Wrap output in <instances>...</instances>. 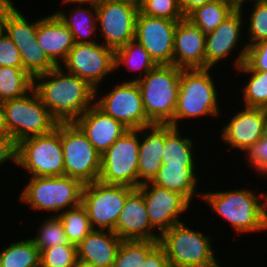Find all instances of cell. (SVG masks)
Instances as JSON below:
<instances>
[{"label": "cell", "instance_id": "cell-1", "mask_svg": "<svg viewBox=\"0 0 267 267\" xmlns=\"http://www.w3.org/2000/svg\"><path fill=\"white\" fill-rule=\"evenodd\" d=\"M33 89L59 123H71L95 104V88L56 66L33 78Z\"/></svg>", "mask_w": 267, "mask_h": 267}, {"label": "cell", "instance_id": "cell-2", "mask_svg": "<svg viewBox=\"0 0 267 267\" xmlns=\"http://www.w3.org/2000/svg\"><path fill=\"white\" fill-rule=\"evenodd\" d=\"M256 192L247 187L203 191L201 200L210 206L215 215L228 222L239 236L267 230V193L263 190L258 195Z\"/></svg>", "mask_w": 267, "mask_h": 267}, {"label": "cell", "instance_id": "cell-3", "mask_svg": "<svg viewBox=\"0 0 267 267\" xmlns=\"http://www.w3.org/2000/svg\"><path fill=\"white\" fill-rule=\"evenodd\" d=\"M211 70L212 68L181 70L177 105L173 120L169 123L171 126L179 128L186 119L194 121L195 118L205 116H221L222 102L218 99L221 94Z\"/></svg>", "mask_w": 267, "mask_h": 267}, {"label": "cell", "instance_id": "cell-4", "mask_svg": "<svg viewBox=\"0 0 267 267\" xmlns=\"http://www.w3.org/2000/svg\"><path fill=\"white\" fill-rule=\"evenodd\" d=\"M19 195L22 204L31 211L58 216L81 204L83 184L69 176L28 177ZM49 212V213H48Z\"/></svg>", "mask_w": 267, "mask_h": 267}, {"label": "cell", "instance_id": "cell-5", "mask_svg": "<svg viewBox=\"0 0 267 267\" xmlns=\"http://www.w3.org/2000/svg\"><path fill=\"white\" fill-rule=\"evenodd\" d=\"M181 70L173 64L157 65L136 81L142 94L146 117L152 124H169L173 120Z\"/></svg>", "mask_w": 267, "mask_h": 267}, {"label": "cell", "instance_id": "cell-6", "mask_svg": "<svg viewBox=\"0 0 267 267\" xmlns=\"http://www.w3.org/2000/svg\"><path fill=\"white\" fill-rule=\"evenodd\" d=\"M187 225L183 219L159 237V245L164 249L169 264L175 267H209L217 263L219 259L213 249L212 236Z\"/></svg>", "mask_w": 267, "mask_h": 267}, {"label": "cell", "instance_id": "cell-7", "mask_svg": "<svg viewBox=\"0 0 267 267\" xmlns=\"http://www.w3.org/2000/svg\"><path fill=\"white\" fill-rule=\"evenodd\" d=\"M16 167H22L29 177L64 176L60 123L49 133L20 140L17 143Z\"/></svg>", "mask_w": 267, "mask_h": 267}, {"label": "cell", "instance_id": "cell-8", "mask_svg": "<svg viewBox=\"0 0 267 267\" xmlns=\"http://www.w3.org/2000/svg\"><path fill=\"white\" fill-rule=\"evenodd\" d=\"M9 135L20 140L53 131L59 122L43 105L34 89L25 96L2 102Z\"/></svg>", "mask_w": 267, "mask_h": 267}, {"label": "cell", "instance_id": "cell-9", "mask_svg": "<svg viewBox=\"0 0 267 267\" xmlns=\"http://www.w3.org/2000/svg\"><path fill=\"white\" fill-rule=\"evenodd\" d=\"M60 139L64 154V175L83 185L99 180L101 155L74 123H60Z\"/></svg>", "mask_w": 267, "mask_h": 267}, {"label": "cell", "instance_id": "cell-10", "mask_svg": "<svg viewBox=\"0 0 267 267\" xmlns=\"http://www.w3.org/2000/svg\"><path fill=\"white\" fill-rule=\"evenodd\" d=\"M140 129H129L102 155L99 181L138 188Z\"/></svg>", "mask_w": 267, "mask_h": 267}, {"label": "cell", "instance_id": "cell-11", "mask_svg": "<svg viewBox=\"0 0 267 267\" xmlns=\"http://www.w3.org/2000/svg\"><path fill=\"white\" fill-rule=\"evenodd\" d=\"M134 189L125 185L105 184L99 180L85 184L81 204L87 210L91 227L114 232L127 196Z\"/></svg>", "mask_w": 267, "mask_h": 267}, {"label": "cell", "instance_id": "cell-12", "mask_svg": "<svg viewBox=\"0 0 267 267\" xmlns=\"http://www.w3.org/2000/svg\"><path fill=\"white\" fill-rule=\"evenodd\" d=\"M117 82L107 93L102 92V95L99 94V87L95 89V105L128 129H140L152 125L146 117L138 84L133 81Z\"/></svg>", "mask_w": 267, "mask_h": 267}, {"label": "cell", "instance_id": "cell-13", "mask_svg": "<svg viewBox=\"0 0 267 267\" xmlns=\"http://www.w3.org/2000/svg\"><path fill=\"white\" fill-rule=\"evenodd\" d=\"M60 66L66 72L86 80L95 89L101 88V82H106L105 78L115 74V50L101 41L75 43Z\"/></svg>", "mask_w": 267, "mask_h": 267}, {"label": "cell", "instance_id": "cell-14", "mask_svg": "<svg viewBox=\"0 0 267 267\" xmlns=\"http://www.w3.org/2000/svg\"><path fill=\"white\" fill-rule=\"evenodd\" d=\"M97 32L105 46L114 50L135 39L139 8L122 2L100 1L96 4Z\"/></svg>", "mask_w": 267, "mask_h": 267}, {"label": "cell", "instance_id": "cell-15", "mask_svg": "<svg viewBox=\"0 0 267 267\" xmlns=\"http://www.w3.org/2000/svg\"><path fill=\"white\" fill-rule=\"evenodd\" d=\"M137 189L143 194L151 227L159 235L182 222L181 215L188 214L191 208V202L183 194L151 182L141 184Z\"/></svg>", "mask_w": 267, "mask_h": 267}, {"label": "cell", "instance_id": "cell-16", "mask_svg": "<svg viewBox=\"0 0 267 267\" xmlns=\"http://www.w3.org/2000/svg\"><path fill=\"white\" fill-rule=\"evenodd\" d=\"M178 21L162 17L146 16L140 11L136 18L137 40L157 65L173 64L174 32Z\"/></svg>", "mask_w": 267, "mask_h": 267}, {"label": "cell", "instance_id": "cell-17", "mask_svg": "<svg viewBox=\"0 0 267 267\" xmlns=\"http://www.w3.org/2000/svg\"><path fill=\"white\" fill-rule=\"evenodd\" d=\"M242 109V110H241ZM229 118L220 130V141L243 154L264 135L267 109L242 107Z\"/></svg>", "mask_w": 267, "mask_h": 267}, {"label": "cell", "instance_id": "cell-18", "mask_svg": "<svg viewBox=\"0 0 267 267\" xmlns=\"http://www.w3.org/2000/svg\"><path fill=\"white\" fill-rule=\"evenodd\" d=\"M244 15L241 10H235L215 30L206 33L205 69L215 70L216 65L217 67L221 66L218 63L227 60V57L229 58L232 53L234 54V50H238L237 47L240 43L244 45L241 41V35L245 33L242 30L245 27L243 24Z\"/></svg>", "mask_w": 267, "mask_h": 267}, {"label": "cell", "instance_id": "cell-19", "mask_svg": "<svg viewBox=\"0 0 267 267\" xmlns=\"http://www.w3.org/2000/svg\"><path fill=\"white\" fill-rule=\"evenodd\" d=\"M122 240H159L151 227L143 194L136 188L126 199L114 228Z\"/></svg>", "mask_w": 267, "mask_h": 267}, {"label": "cell", "instance_id": "cell-20", "mask_svg": "<svg viewBox=\"0 0 267 267\" xmlns=\"http://www.w3.org/2000/svg\"><path fill=\"white\" fill-rule=\"evenodd\" d=\"M206 33L187 18L178 21L174 32L173 65L181 69H205Z\"/></svg>", "mask_w": 267, "mask_h": 267}, {"label": "cell", "instance_id": "cell-21", "mask_svg": "<svg viewBox=\"0 0 267 267\" xmlns=\"http://www.w3.org/2000/svg\"><path fill=\"white\" fill-rule=\"evenodd\" d=\"M74 123L100 155L129 130L120 121L106 115L95 104L78 117Z\"/></svg>", "mask_w": 267, "mask_h": 267}, {"label": "cell", "instance_id": "cell-22", "mask_svg": "<svg viewBox=\"0 0 267 267\" xmlns=\"http://www.w3.org/2000/svg\"><path fill=\"white\" fill-rule=\"evenodd\" d=\"M37 44L56 66H60L75 42L69 28L52 12L51 15L39 17Z\"/></svg>", "mask_w": 267, "mask_h": 267}, {"label": "cell", "instance_id": "cell-23", "mask_svg": "<svg viewBox=\"0 0 267 267\" xmlns=\"http://www.w3.org/2000/svg\"><path fill=\"white\" fill-rule=\"evenodd\" d=\"M164 124L140 128L138 187L151 182L162 165Z\"/></svg>", "mask_w": 267, "mask_h": 267}, {"label": "cell", "instance_id": "cell-24", "mask_svg": "<svg viewBox=\"0 0 267 267\" xmlns=\"http://www.w3.org/2000/svg\"><path fill=\"white\" fill-rule=\"evenodd\" d=\"M121 243L115 232L93 229L77 245V258L95 267H113Z\"/></svg>", "mask_w": 267, "mask_h": 267}, {"label": "cell", "instance_id": "cell-25", "mask_svg": "<svg viewBox=\"0 0 267 267\" xmlns=\"http://www.w3.org/2000/svg\"><path fill=\"white\" fill-rule=\"evenodd\" d=\"M62 6L71 10L62 11L58 9L54 12L60 20L69 28L75 43H93L98 42L97 32V9L95 3L74 2L71 0H62ZM68 4V5H67ZM66 5V6H65ZM73 10V11H72ZM70 11L69 14H67ZM96 38V39H95Z\"/></svg>", "mask_w": 267, "mask_h": 267}, {"label": "cell", "instance_id": "cell-26", "mask_svg": "<svg viewBox=\"0 0 267 267\" xmlns=\"http://www.w3.org/2000/svg\"><path fill=\"white\" fill-rule=\"evenodd\" d=\"M198 166H175L162 164L158 173L151 181L152 184L164 187L170 191L183 194L191 203L194 198H202L199 193L200 181ZM198 171V172H197ZM198 186V187H197ZM198 191V192H197Z\"/></svg>", "mask_w": 267, "mask_h": 267}, {"label": "cell", "instance_id": "cell-27", "mask_svg": "<svg viewBox=\"0 0 267 267\" xmlns=\"http://www.w3.org/2000/svg\"><path fill=\"white\" fill-rule=\"evenodd\" d=\"M13 0H9L0 9L1 29L8 35L16 46H27L37 44V24L28 19L23 11L19 10ZM23 12V13H22ZM34 21V22H33Z\"/></svg>", "mask_w": 267, "mask_h": 267}, {"label": "cell", "instance_id": "cell-28", "mask_svg": "<svg viewBox=\"0 0 267 267\" xmlns=\"http://www.w3.org/2000/svg\"><path fill=\"white\" fill-rule=\"evenodd\" d=\"M180 127L164 124V149L162 164L175 166H198L192 138L181 133ZM194 149V150H193ZM195 157V158H194Z\"/></svg>", "mask_w": 267, "mask_h": 267}, {"label": "cell", "instance_id": "cell-29", "mask_svg": "<svg viewBox=\"0 0 267 267\" xmlns=\"http://www.w3.org/2000/svg\"><path fill=\"white\" fill-rule=\"evenodd\" d=\"M127 67L126 69L132 72H136L139 76L132 77L127 80L121 81H133L136 82L142 79L148 72L157 66L150 54L145 48L135 39L130 40L126 45L121 46L115 50V71L121 67ZM140 71V72H139ZM138 72V73H137Z\"/></svg>", "mask_w": 267, "mask_h": 267}, {"label": "cell", "instance_id": "cell-30", "mask_svg": "<svg viewBox=\"0 0 267 267\" xmlns=\"http://www.w3.org/2000/svg\"><path fill=\"white\" fill-rule=\"evenodd\" d=\"M16 240L0 250V267H40V250L30 236Z\"/></svg>", "mask_w": 267, "mask_h": 267}, {"label": "cell", "instance_id": "cell-31", "mask_svg": "<svg viewBox=\"0 0 267 267\" xmlns=\"http://www.w3.org/2000/svg\"><path fill=\"white\" fill-rule=\"evenodd\" d=\"M252 6L253 7H250V9L246 8L248 11L250 10V13H248V18L244 21H249V24H246L248 26L247 29H244L245 33H247L245 40H248L245 42L246 44L244 46H240V49H242L240 50L239 54L236 55V57H233L234 61H229L231 62L230 65L232 64L234 66V68H232L234 71L244 63L247 46L267 39V0L254 3Z\"/></svg>", "mask_w": 267, "mask_h": 267}, {"label": "cell", "instance_id": "cell-32", "mask_svg": "<svg viewBox=\"0 0 267 267\" xmlns=\"http://www.w3.org/2000/svg\"><path fill=\"white\" fill-rule=\"evenodd\" d=\"M236 71L248 77L240 88L242 106L267 109V71L250 70L244 63Z\"/></svg>", "mask_w": 267, "mask_h": 267}, {"label": "cell", "instance_id": "cell-33", "mask_svg": "<svg viewBox=\"0 0 267 267\" xmlns=\"http://www.w3.org/2000/svg\"><path fill=\"white\" fill-rule=\"evenodd\" d=\"M234 11L228 0H215L196 8L186 18L204 33H209Z\"/></svg>", "mask_w": 267, "mask_h": 267}, {"label": "cell", "instance_id": "cell-34", "mask_svg": "<svg viewBox=\"0 0 267 267\" xmlns=\"http://www.w3.org/2000/svg\"><path fill=\"white\" fill-rule=\"evenodd\" d=\"M33 89V78L24 68L0 67V102L25 96Z\"/></svg>", "mask_w": 267, "mask_h": 267}, {"label": "cell", "instance_id": "cell-35", "mask_svg": "<svg viewBox=\"0 0 267 267\" xmlns=\"http://www.w3.org/2000/svg\"><path fill=\"white\" fill-rule=\"evenodd\" d=\"M69 243L78 245L92 230L86 208L80 204L59 215Z\"/></svg>", "mask_w": 267, "mask_h": 267}, {"label": "cell", "instance_id": "cell-36", "mask_svg": "<svg viewBox=\"0 0 267 267\" xmlns=\"http://www.w3.org/2000/svg\"><path fill=\"white\" fill-rule=\"evenodd\" d=\"M158 240H122L113 267H141Z\"/></svg>", "mask_w": 267, "mask_h": 267}, {"label": "cell", "instance_id": "cell-37", "mask_svg": "<svg viewBox=\"0 0 267 267\" xmlns=\"http://www.w3.org/2000/svg\"><path fill=\"white\" fill-rule=\"evenodd\" d=\"M38 224L41 225L36 228L37 234H32L34 237L30 238L39 250L69 243L59 216L49 214Z\"/></svg>", "mask_w": 267, "mask_h": 267}, {"label": "cell", "instance_id": "cell-38", "mask_svg": "<svg viewBox=\"0 0 267 267\" xmlns=\"http://www.w3.org/2000/svg\"><path fill=\"white\" fill-rule=\"evenodd\" d=\"M16 47L20 52L24 70L32 78L56 67L38 44Z\"/></svg>", "mask_w": 267, "mask_h": 267}, {"label": "cell", "instance_id": "cell-39", "mask_svg": "<svg viewBox=\"0 0 267 267\" xmlns=\"http://www.w3.org/2000/svg\"><path fill=\"white\" fill-rule=\"evenodd\" d=\"M77 246L71 243L40 250V267H73Z\"/></svg>", "mask_w": 267, "mask_h": 267}, {"label": "cell", "instance_id": "cell-40", "mask_svg": "<svg viewBox=\"0 0 267 267\" xmlns=\"http://www.w3.org/2000/svg\"><path fill=\"white\" fill-rule=\"evenodd\" d=\"M139 11L146 16L183 20L179 0H141Z\"/></svg>", "mask_w": 267, "mask_h": 267}, {"label": "cell", "instance_id": "cell-41", "mask_svg": "<svg viewBox=\"0 0 267 267\" xmlns=\"http://www.w3.org/2000/svg\"><path fill=\"white\" fill-rule=\"evenodd\" d=\"M245 160L247 166L258 175L267 176V137L264 135L259 141L253 144L245 153ZM267 177L265 178V180Z\"/></svg>", "mask_w": 267, "mask_h": 267}, {"label": "cell", "instance_id": "cell-42", "mask_svg": "<svg viewBox=\"0 0 267 267\" xmlns=\"http://www.w3.org/2000/svg\"><path fill=\"white\" fill-rule=\"evenodd\" d=\"M244 64L254 71H267V39L246 47Z\"/></svg>", "mask_w": 267, "mask_h": 267}, {"label": "cell", "instance_id": "cell-43", "mask_svg": "<svg viewBox=\"0 0 267 267\" xmlns=\"http://www.w3.org/2000/svg\"><path fill=\"white\" fill-rule=\"evenodd\" d=\"M23 68L20 52L8 35L0 30V67Z\"/></svg>", "mask_w": 267, "mask_h": 267}, {"label": "cell", "instance_id": "cell-44", "mask_svg": "<svg viewBox=\"0 0 267 267\" xmlns=\"http://www.w3.org/2000/svg\"><path fill=\"white\" fill-rule=\"evenodd\" d=\"M8 161L17 166V142L10 135H4L0 136V167H5Z\"/></svg>", "mask_w": 267, "mask_h": 267}, {"label": "cell", "instance_id": "cell-45", "mask_svg": "<svg viewBox=\"0 0 267 267\" xmlns=\"http://www.w3.org/2000/svg\"><path fill=\"white\" fill-rule=\"evenodd\" d=\"M169 264L164 249L158 244L146 257L141 267H166Z\"/></svg>", "mask_w": 267, "mask_h": 267}, {"label": "cell", "instance_id": "cell-46", "mask_svg": "<svg viewBox=\"0 0 267 267\" xmlns=\"http://www.w3.org/2000/svg\"><path fill=\"white\" fill-rule=\"evenodd\" d=\"M215 0H179L183 16L186 18L196 8Z\"/></svg>", "mask_w": 267, "mask_h": 267}, {"label": "cell", "instance_id": "cell-47", "mask_svg": "<svg viewBox=\"0 0 267 267\" xmlns=\"http://www.w3.org/2000/svg\"><path fill=\"white\" fill-rule=\"evenodd\" d=\"M230 2V4L232 5V7L235 9V10H241L242 12L245 11V7H247L248 3L252 4L253 3H258V2H262V1H265V0H228ZM245 4V5H244Z\"/></svg>", "mask_w": 267, "mask_h": 267}, {"label": "cell", "instance_id": "cell-48", "mask_svg": "<svg viewBox=\"0 0 267 267\" xmlns=\"http://www.w3.org/2000/svg\"><path fill=\"white\" fill-rule=\"evenodd\" d=\"M9 135L6 115L2 102H0V136Z\"/></svg>", "mask_w": 267, "mask_h": 267}, {"label": "cell", "instance_id": "cell-49", "mask_svg": "<svg viewBox=\"0 0 267 267\" xmlns=\"http://www.w3.org/2000/svg\"><path fill=\"white\" fill-rule=\"evenodd\" d=\"M106 1L127 3L137 8H140L141 5V0H106Z\"/></svg>", "mask_w": 267, "mask_h": 267}, {"label": "cell", "instance_id": "cell-50", "mask_svg": "<svg viewBox=\"0 0 267 267\" xmlns=\"http://www.w3.org/2000/svg\"><path fill=\"white\" fill-rule=\"evenodd\" d=\"M73 267H95V266L89 262L77 258Z\"/></svg>", "mask_w": 267, "mask_h": 267}, {"label": "cell", "instance_id": "cell-51", "mask_svg": "<svg viewBox=\"0 0 267 267\" xmlns=\"http://www.w3.org/2000/svg\"><path fill=\"white\" fill-rule=\"evenodd\" d=\"M71 1H74V2H85V3H95V4H97L98 2L103 1V0H71Z\"/></svg>", "mask_w": 267, "mask_h": 267}, {"label": "cell", "instance_id": "cell-52", "mask_svg": "<svg viewBox=\"0 0 267 267\" xmlns=\"http://www.w3.org/2000/svg\"><path fill=\"white\" fill-rule=\"evenodd\" d=\"M9 0H0V9L8 2Z\"/></svg>", "mask_w": 267, "mask_h": 267}, {"label": "cell", "instance_id": "cell-53", "mask_svg": "<svg viewBox=\"0 0 267 267\" xmlns=\"http://www.w3.org/2000/svg\"><path fill=\"white\" fill-rule=\"evenodd\" d=\"M222 264H220V260L217 262V263H215L214 265H212V266H209V267H223V266H221Z\"/></svg>", "mask_w": 267, "mask_h": 267}, {"label": "cell", "instance_id": "cell-54", "mask_svg": "<svg viewBox=\"0 0 267 267\" xmlns=\"http://www.w3.org/2000/svg\"><path fill=\"white\" fill-rule=\"evenodd\" d=\"M265 136L267 137V120H266V130H265Z\"/></svg>", "mask_w": 267, "mask_h": 267}, {"label": "cell", "instance_id": "cell-55", "mask_svg": "<svg viewBox=\"0 0 267 267\" xmlns=\"http://www.w3.org/2000/svg\"><path fill=\"white\" fill-rule=\"evenodd\" d=\"M166 267H175V266L168 264Z\"/></svg>", "mask_w": 267, "mask_h": 267}]
</instances>
